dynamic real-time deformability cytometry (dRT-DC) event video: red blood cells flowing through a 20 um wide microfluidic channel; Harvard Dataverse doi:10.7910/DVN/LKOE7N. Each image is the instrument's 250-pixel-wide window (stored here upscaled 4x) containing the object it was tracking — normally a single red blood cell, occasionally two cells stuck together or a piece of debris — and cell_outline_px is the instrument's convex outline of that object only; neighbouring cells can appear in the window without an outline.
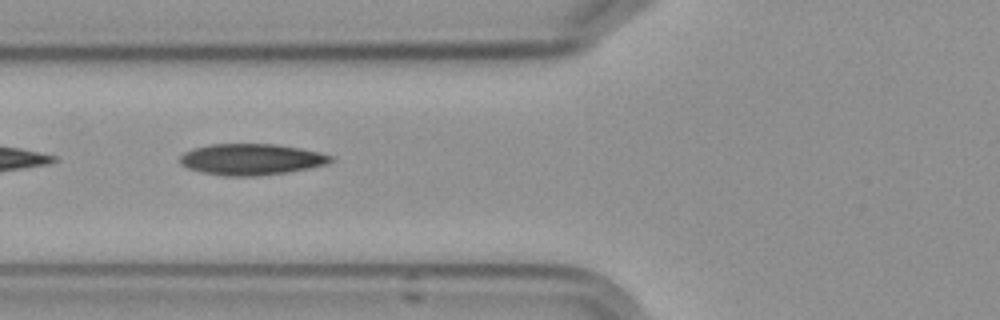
{"species": "Egyptian fruit bat (a non-hibernating species)", "species_latin": "Rousettus aegyptiacus", "temperature_condition": "cold", "stored_images_in_passage": 8, "camera_frame_rate_fps": 3000, "um_per_image_px": 0.085, "frame": {"image": 1, "passage_image": 4, "time_ms": 4.333, "image_size_px": [1000, 320], "cell_outline_px": [[332, 160], [324, 164], [308, 168], [288, 172], [260, 176], [224, 176], [200, 172], [188, 168], [180, 164], [180, 156], [184, 152], [192, 148], [208, 144], [276, 144], [300, 148], [320, 152], [332, 156]], "centroid_in_image_um": [21.31, 13.54], "position_along_channel_um": 104.5, "area_um2": 27.51}}
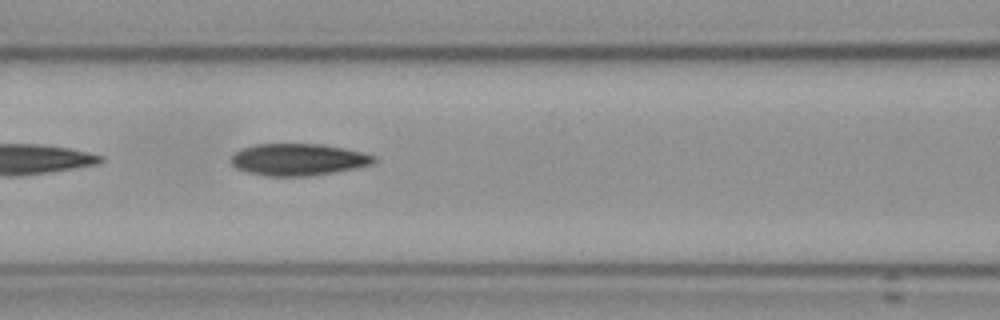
{"frame": {"image": 2, "passage_image": 5, "time_ms": 5.333, "image_size_px": [1000, 320], "cell_outline_px": [[376, 160], [372, 164], [356, 168], [308, 176], [268, 176], [248, 172], [236, 168], [232, 164], [232, 156], [236, 152], [244, 148], [256, 144], [320, 144], [344, 148], [376, 156]], "centroid_in_image_um": [25.36, 13.56], "position_along_channel_um": 141.2, "area_um2": 26.24}}
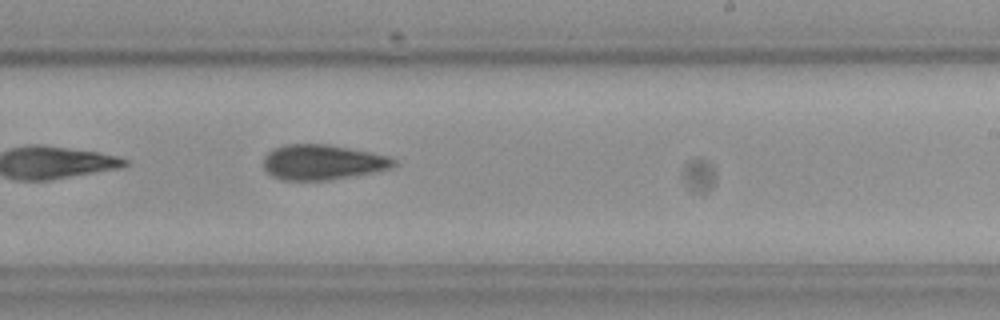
{"frame": {"image": 3, "passage_image": 8, "time_ms": 8.667, "image_size_px": [1000, 320], "cell_outline_px": [[396, 164], [392, 168], [372, 172], [328, 180], [284, 180], [272, 176], [264, 168], [264, 156], [272, 148], [284, 144], [328, 144], [388, 156], [396, 160]], "centroid_in_image_um": [27.38, 13.78], "position_along_channel_um": 261.6, "area_um2": 26.53}}